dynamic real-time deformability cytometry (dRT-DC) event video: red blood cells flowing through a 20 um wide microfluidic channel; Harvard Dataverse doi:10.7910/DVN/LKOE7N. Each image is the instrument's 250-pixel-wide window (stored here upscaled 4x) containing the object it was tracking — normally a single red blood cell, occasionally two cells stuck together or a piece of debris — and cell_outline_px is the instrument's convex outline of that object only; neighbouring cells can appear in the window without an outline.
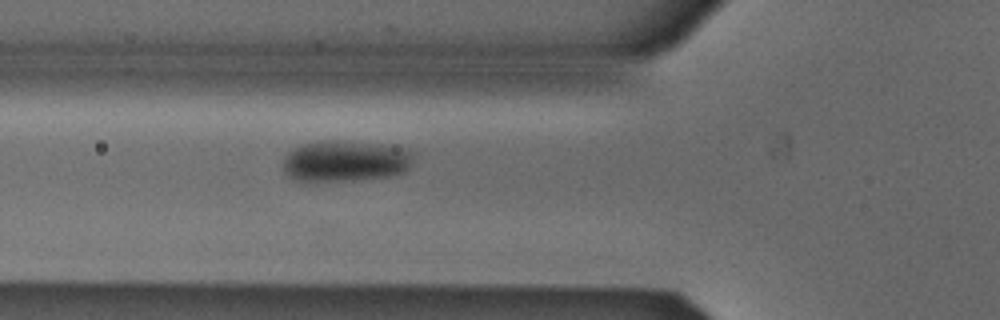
{"species": "Egyptian fruit bat (a non-hibernating species)", "species_latin": "Rousettus aegyptiacus", "temperature_condition": "cold", "stored_images_in_passage": 25, "camera_frame_rate_fps": 3000, "um_per_image_px": 0.085, "animal": {"sex": "male"}, "frame": {"image": 1, "passage_image": 3, "time_ms": 0.667, "image_size_px": [1000, 320], "cell_outline_px": [[412, 164], [408, 172], [388, 176], [352, 180], [312, 184], [296, 180], [288, 176], [284, 172], [284, 156], [288, 152], [300, 144], [320, 140], [344, 140], [388, 144], [404, 148], [412, 152]], "centroid_in_image_um": [29.33, 13.7], "position_along_channel_um": 96.5, "area_um2": 32.48}}
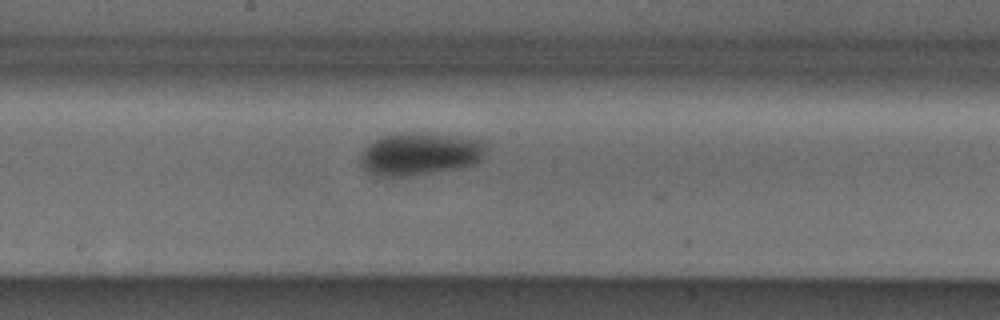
{"frame": {"image": 2, "passage_image": 12, "time_ms": 3.667, "image_size_px": [1000, 320], "cell_outline_px": [[488, 148], [484, 156], [476, 164], [464, 168], [412, 176], [376, 176], [368, 172], [360, 164], [360, 152], [368, 144], [380, 136], [396, 132], [428, 132], [484, 140], [488, 144]], "centroid_in_image_um": [35.72, 13.07], "position_along_channel_um": 212.5, "area_um2": 32.37}}
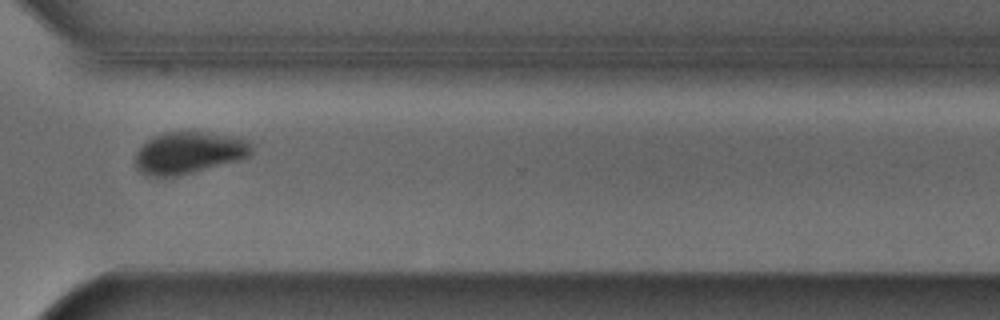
{"frame": {"image": 3, "passage_image": 23, "time_ms": 7.333, "image_size_px": [1000, 320], "cell_outline_px": [[252, 156], [240, 160], [176, 176], [148, 176], [140, 172], [136, 168], [136, 152], [152, 136], [164, 132], [208, 132], [232, 136], [252, 140]], "centroid_in_image_um": [16.1, 12.97], "position_along_channel_um": 354.5, "area_um2": 28.55}}